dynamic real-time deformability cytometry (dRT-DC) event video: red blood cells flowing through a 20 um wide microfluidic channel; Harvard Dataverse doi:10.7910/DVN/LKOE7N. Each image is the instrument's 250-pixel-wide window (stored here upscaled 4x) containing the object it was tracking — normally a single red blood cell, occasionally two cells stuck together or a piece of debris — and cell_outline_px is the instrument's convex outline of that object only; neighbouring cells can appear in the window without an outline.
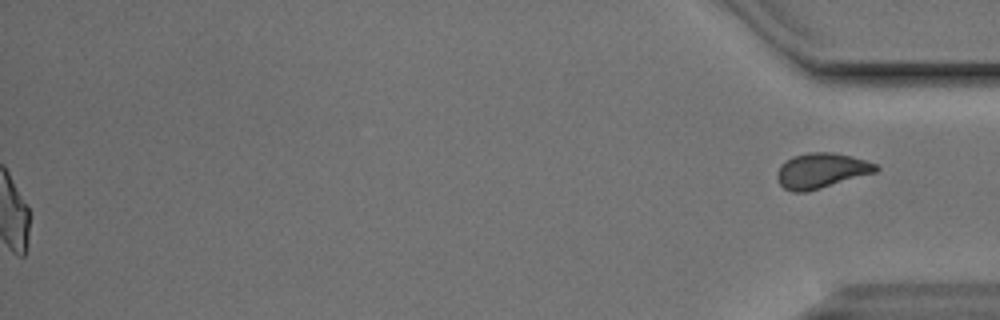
{"species": "Egyptian fruit bat (a non-hibernating species)", "species_latin": "Rousettus aegyptiacus", "temperature_condition": "cold", "stored_images_in_passage": 55, "segment_of_instrument_passage": [2, 2], "camera_frame_rate_fps": 3000, "um_per_image_px": 0.085, "animal": {"sex": "male"}, "frame": {"image": 1, "passage_image": 55, "time_ms": 18.0, "image_size_px": [1000, 320], "cell_outline_px": [[880, 168], [876, 172], [820, 188], [804, 192], [792, 192], [784, 188], [780, 184], [776, 176], [776, 172], [780, 164], [784, 160], [792, 156], [808, 152], [832, 152], [852, 156], [876, 164]], "centroid_in_image_um": [69.77, 14.49], "position_along_channel_um": 365.4, "area_um2": 20.29}}